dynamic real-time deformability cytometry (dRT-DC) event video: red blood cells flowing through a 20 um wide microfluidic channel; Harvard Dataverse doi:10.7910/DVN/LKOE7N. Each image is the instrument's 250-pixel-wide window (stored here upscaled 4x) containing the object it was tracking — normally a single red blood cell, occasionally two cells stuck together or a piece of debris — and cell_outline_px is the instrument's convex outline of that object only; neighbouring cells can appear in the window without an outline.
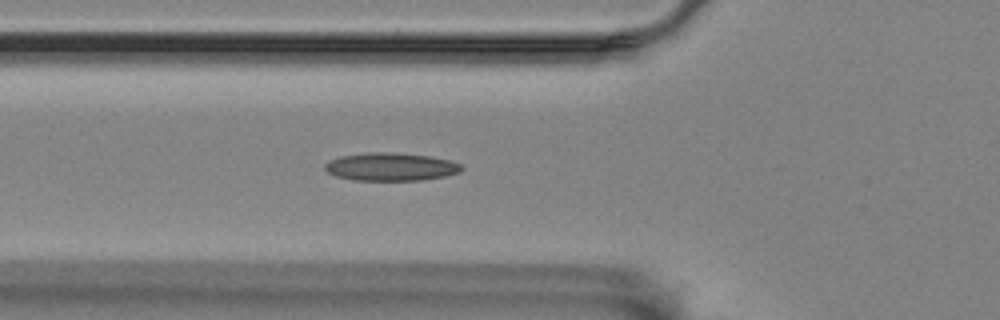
{"species": "Egyptian fruit bat (a non-hibernating species)", "species_latin": "Rousettus aegyptiacus", "temperature_condition": "room temperature", "stored_images_in_passage": 41, "camera_frame_rate_fps": 3000, "um_per_image_px": 0.085, "animal": {"sex": "female"}, "frame": {"image": 1, "passage_image": 7, "time_ms": 2.0, "image_size_px": [1000, 320], "cell_outline_px": [[464, 168], [460, 172], [444, 176], [420, 180], [352, 180], [336, 176], [328, 172], [324, 168], [324, 164], [328, 160], [340, 156], [368, 152], [384, 152], [432, 156], [448, 160], [460, 164]], "centroid_in_image_um": [33.18, 14.17], "position_along_channel_um": 92.6, "area_um2": 22.25}}
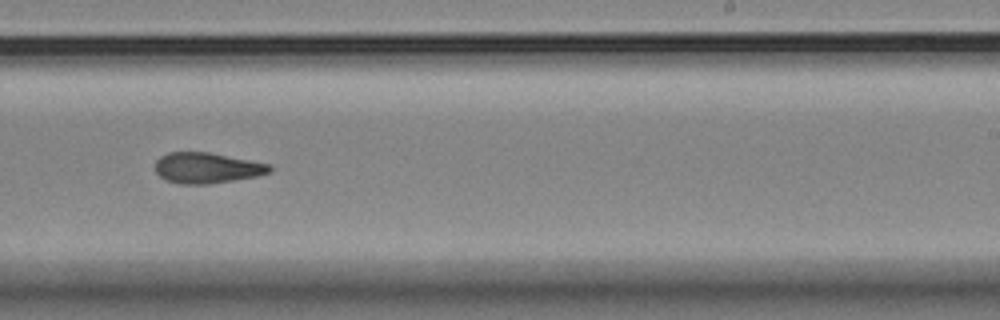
{"frame": {"image": 2, "passage_image": 22, "time_ms": 7.0, "image_size_px": [1000, 320], "cell_outline_px": [[272, 172], [256, 176], [236, 180], [208, 184], [176, 184], [164, 180], [156, 172], [156, 160], [160, 156], [168, 152], [208, 152], [268, 164], [272, 168]], "centroid_in_image_um": [17.55, 14.28], "position_along_channel_um": 271.5, "area_um2": 20.46}}
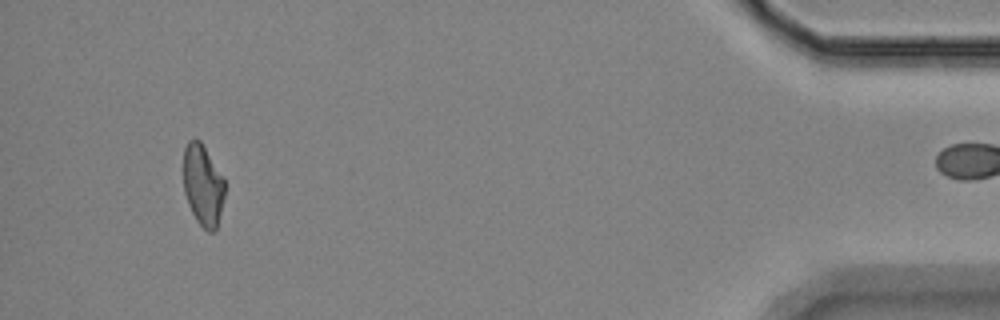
{"frame": {"image": 3, "passage_image": 40, "time_ms": 13.0, "image_size_px": [1000, 320], "cell_outline_px": [[224, 196], [216, 232], [208, 232], [196, 220], [188, 204], [184, 192], [184, 148], [188, 140], [196, 136], [200, 140], [224, 180]], "centroid_in_image_um": [17.23, 15.74], "position_along_channel_um": 418.0, "area_um2": 19.48}}